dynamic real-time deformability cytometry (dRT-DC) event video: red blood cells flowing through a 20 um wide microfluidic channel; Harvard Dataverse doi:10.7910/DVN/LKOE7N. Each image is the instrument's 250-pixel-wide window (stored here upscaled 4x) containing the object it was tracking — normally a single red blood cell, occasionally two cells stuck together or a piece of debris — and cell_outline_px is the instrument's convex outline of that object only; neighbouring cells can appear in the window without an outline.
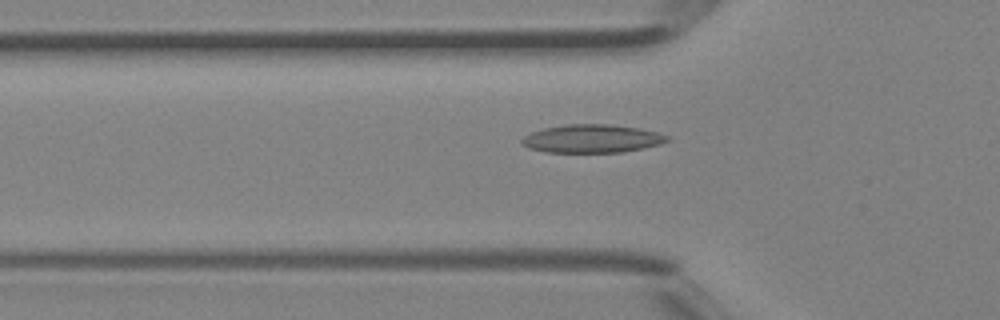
{"species": "Egyptian fruit bat (a non-hibernating species)", "species_latin": "Rousettus aegyptiacus", "temperature_condition": "room temperature", "stored_images_in_passage": 42, "camera_frame_rate_fps": 3000, "um_per_image_px": 0.085, "animal": {"sex": "female"}, "frame": {"image": 1, "passage_image": 15, "time_ms": 4.667, "image_size_px": [1000, 320], "cell_outline_px": [[668, 140], [660, 144], [644, 148], [624, 152], [544, 152], [528, 148], [520, 144], [520, 140], [524, 136], [532, 132], [544, 128], [568, 124], [612, 124], [640, 128], [656, 132], [668, 136]], "centroid_in_image_um": [50.29, 11.78], "position_along_channel_um": 75.5, "area_um2": 23.99}}
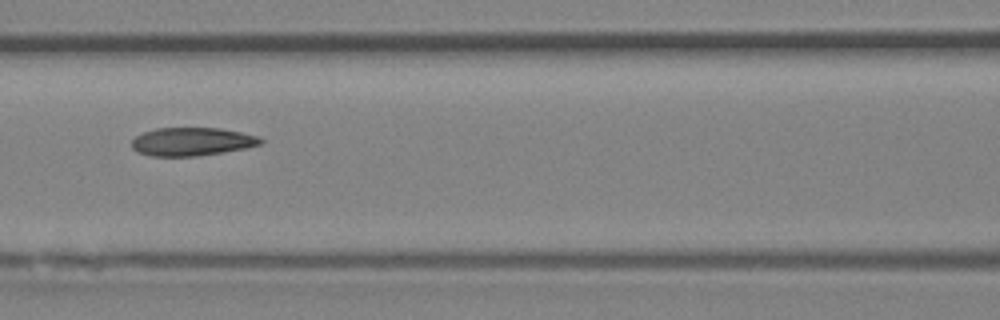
{"frame": {"image": 2, "passage_image": 20, "time_ms": 6.333, "image_size_px": [1000, 320], "cell_outline_px": [[264, 140], [260, 144], [244, 148], [224, 152], [196, 156], [148, 156], [136, 152], [132, 148], [132, 140], [136, 136], [144, 132], [156, 128], [220, 128], [260, 136]], "centroid_in_image_um": [16.29, 12.04], "position_along_channel_um": 150.3, "area_um2": 21.27}}
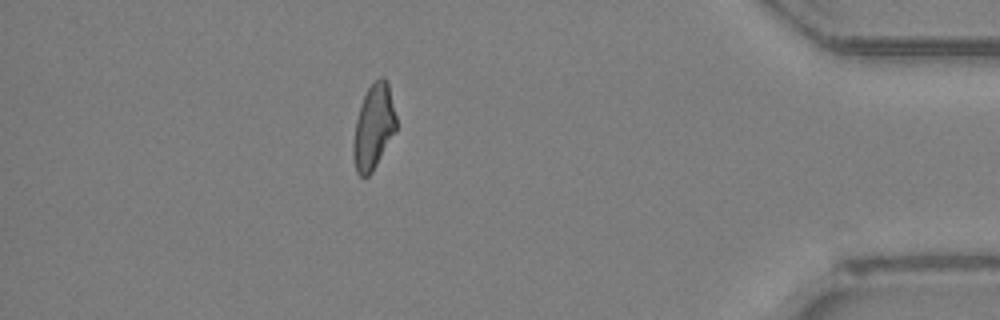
{"frame": {"image": 3, "passage_image": 40, "time_ms": 13.0, "image_size_px": [1000, 320], "cell_outline_px": [[396, 132], [372, 172], [368, 176], [360, 176], [356, 172], [352, 156], [352, 144], [356, 120], [364, 96], [368, 88], [380, 76], [384, 76], [388, 80], [396, 116]], "centroid_in_image_um": [31.76, 10.8], "position_along_channel_um": 403.4, "area_um2": 21.39}, "authors_computed_cell_mechanics": {"area_um2": 21.9929, "velocity_mm_per_s": 4.4841, "shape_relaxation_time_tau1_ms": null, "shape_relaxation_time_tau2_ms": 4.0794, "deformation_change_tau1": null, "deformation_change_tau2": 0.1099}}